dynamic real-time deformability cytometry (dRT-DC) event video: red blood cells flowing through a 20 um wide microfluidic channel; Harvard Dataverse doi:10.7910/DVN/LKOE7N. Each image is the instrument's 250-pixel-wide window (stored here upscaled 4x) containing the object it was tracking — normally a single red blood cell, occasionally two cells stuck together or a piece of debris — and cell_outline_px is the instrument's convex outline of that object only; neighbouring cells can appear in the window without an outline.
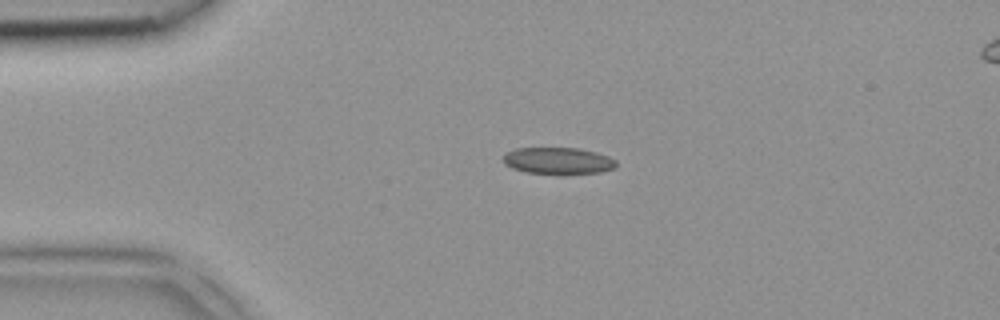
{"species": "common noctule bat (a hibernating species)", "species_latin": "Nyctalus noctula", "temperature_condition": "room temperature", "stored_images_in_passage": 3, "camera_frame_rate_fps": 3000, "um_per_image_px": 0.085, "animal": {"sex": "female", "body_mass_g": 18.4}, "frame": {"image": 1, "passage_image": 1, "time_ms": 0.0, "image_size_px": [1000, 320], "cell_outline_px": [[616, 168], [600, 172], [524, 172], [512, 168], [504, 164], [504, 156], [508, 152], [516, 148], [580, 148], [596, 152], [608, 156], [616, 160]], "centroid_in_image_um": [47.45, 13.63], "position_along_channel_um": 37.6, "area_um2": 17.05}}